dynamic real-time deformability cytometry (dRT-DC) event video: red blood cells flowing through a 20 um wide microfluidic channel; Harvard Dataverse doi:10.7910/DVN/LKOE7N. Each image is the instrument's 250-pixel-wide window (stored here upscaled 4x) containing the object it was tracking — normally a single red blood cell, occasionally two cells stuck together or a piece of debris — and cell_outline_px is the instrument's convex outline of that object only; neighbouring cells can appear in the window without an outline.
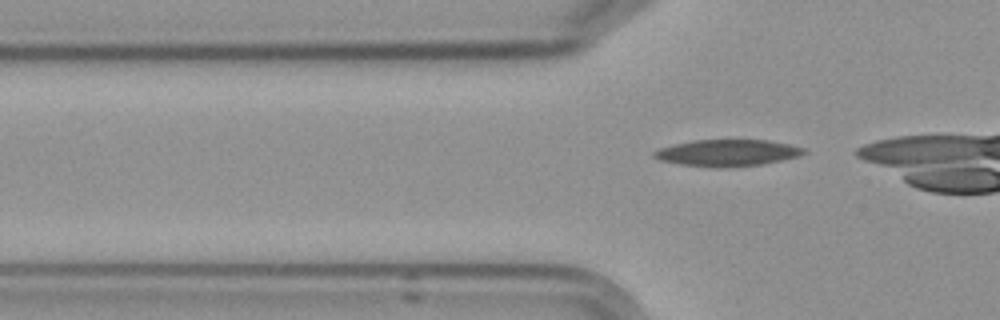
{"species": "Egyptian fruit bat (a non-hibernating species)", "species_latin": "Rousettus aegyptiacus", "temperature_condition": "cold", "stored_images_in_passage": 3, "camera_frame_rate_fps": 3000, "um_per_image_px": 0.085, "frame": {"image": 1, "passage_image": 3, "time_ms": 3.333, "image_size_px": [1000, 320], "cell_outline_px": [[804, 152], [800, 156], [760, 164], [680, 164], [660, 160], [652, 156], [652, 152], [660, 148], [692, 140], [768, 140], [788, 144], [804, 148]], "centroid_in_image_um": [61.82, 12.93], "position_along_channel_um": 64.0, "area_um2": 21.79}}